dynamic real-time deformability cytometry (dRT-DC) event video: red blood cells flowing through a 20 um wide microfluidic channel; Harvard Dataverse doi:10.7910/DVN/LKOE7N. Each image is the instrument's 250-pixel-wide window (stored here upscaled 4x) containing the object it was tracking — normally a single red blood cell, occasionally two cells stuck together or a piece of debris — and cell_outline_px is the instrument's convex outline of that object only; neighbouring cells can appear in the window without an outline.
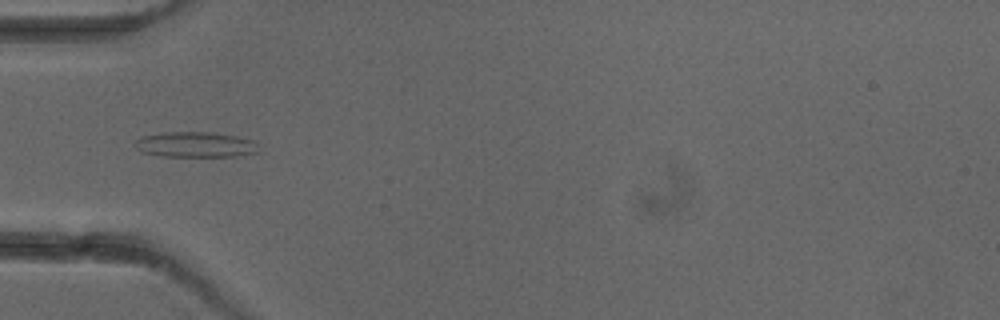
{"species": "common noctule bat (a hibernating species)", "species_latin": "Nyctalus noctula", "temperature_condition": "cold", "stored_images_in_passage": 6, "camera_frame_rate_fps": 3000, "um_per_image_px": 0.085, "animal": {"sex": "female"}, "frame": {"image": 1, "passage_image": 6, "time_ms": 6.667, "image_size_px": [1000, 320], "cell_outline_px": [[260, 152], [236, 156], [160, 156], [140, 152], [132, 144], [140, 136], [164, 132], [212, 132], [236, 136], [256, 140], [260, 144]], "centroid_in_image_um": [16.63, 12.29], "position_along_channel_um": 68.4, "area_um2": 18.79}}